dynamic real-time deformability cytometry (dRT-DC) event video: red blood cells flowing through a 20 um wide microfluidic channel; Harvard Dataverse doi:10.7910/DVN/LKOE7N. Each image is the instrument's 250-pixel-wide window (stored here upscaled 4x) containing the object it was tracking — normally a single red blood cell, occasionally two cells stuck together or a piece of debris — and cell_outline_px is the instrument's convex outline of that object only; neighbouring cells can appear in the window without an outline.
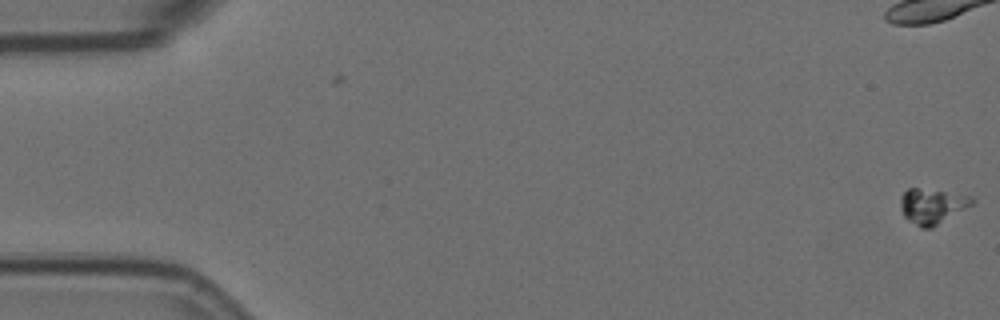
{"species": "Egyptian fruit bat (a non-hibernating species)", "species_latin": "Rousettus aegyptiacus", "temperature_condition": "room temperature", "stored_images_in_passage": 55, "camera_frame_rate_fps": 3000, "um_per_image_px": 0.085, "animal": {"sex": "female"}, "frame": {"image": 1, "passage_image": 1, "time_ms": 0.0, "image_size_px": [1000, 320], "cell_outline_px": [[976, 200], [972, 204], [932, 228], [920, 228], [908, 220], [904, 216], [900, 208], [900, 196], [908, 188], [916, 188], [972, 196]], "centroid_in_image_um": [79.2, 17.53], "position_along_channel_um": 5.8, "area_um2": 14.51}}